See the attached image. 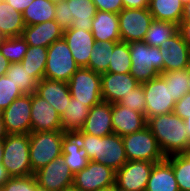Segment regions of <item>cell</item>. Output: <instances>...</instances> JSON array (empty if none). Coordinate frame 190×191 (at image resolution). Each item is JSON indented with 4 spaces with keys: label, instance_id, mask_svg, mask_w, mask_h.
<instances>
[{
    "label": "cell",
    "instance_id": "obj_1",
    "mask_svg": "<svg viewBox=\"0 0 190 191\" xmlns=\"http://www.w3.org/2000/svg\"><path fill=\"white\" fill-rule=\"evenodd\" d=\"M165 157L183 154L190 146L185 121L174 112L147 119L146 125Z\"/></svg>",
    "mask_w": 190,
    "mask_h": 191
},
{
    "label": "cell",
    "instance_id": "obj_2",
    "mask_svg": "<svg viewBox=\"0 0 190 191\" xmlns=\"http://www.w3.org/2000/svg\"><path fill=\"white\" fill-rule=\"evenodd\" d=\"M75 134L79 137L81 147L85 148L91 161L102 163L115 171L128 161L122 136L113 133L104 137H96L82 131Z\"/></svg>",
    "mask_w": 190,
    "mask_h": 191
},
{
    "label": "cell",
    "instance_id": "obj_3",
    "mask_svg": "<svg viewBox=\"0 0 190 191\" xmlns=\"http://www.w3.org/2000/svg\"><path fill=\"white\" fill-rule=\"evenodd\" d=\"M130 74L140 83L150 81L163 73V58L160 47L149 46L144 41L129 43Z\"/></svg>",
    "mask_w": 190,
    "mask_h": 191
},
{
    "label": "cell",
    "instance_id": "obj_4",
    "mask_svg": "<svg viewBox=\"0 0 190 191\" xmlns=\"http://www.w3.org/2000/svg\"><path fill=\"white\" fill-rule=\"evenodd\" d=\"M64 134L62 130L30 132L29 156L32 174L62 156Z\"/></svg>",
    "mask_w": 190,
    "mask_h": 191
},
{
    "label": "cell",
    "instance_id": "obj_5",
    "mask_svg": "<svg viewBox=\"0 0 190 191\" xmlns=\"http://www.w3.org/2000/svg\"><path fill=\"white\" fill-rule=\"evenodd\" d=\"M2 165L10 178L33 175L29 156V134H8L3 140Z\"/></svg>",
    "mask_w": 190,
    "mask_h": 191
},
{
    "label": "cell",
    "instance_id": "obj_6",
    "mask_svg": "<svg viewBox=\"0 0 190 191\" xmlns=\"http://www.w3.org/2000/svg\"><path fill=\"white\" fill-rule=\"evenodd\" d=\"M79 68L64 38L54 41L47 48L44 78L68 83Z\"/></svg>",
    "mask_w": 190,
    "mask_h": 191
},
{
    "label": "cell",
    "instance_id": "obj_7",
    "mask_svg": "<svg viewBox=\"0 0 190 191\" xmlns=\"http://www.w3.org/2000/svg\"><path fill=\"white\" fill-rule=\"evenodd\" d=\"M122 141L128 161L156 163L166 158L147 126L140 131L122 136Z\"/></svg>",
    "mask_w": 190,
    "mask_h": 191
},
{
    "label": "cell",
    "instance_id": "obj_8",
    "mask_svg": "<svg viewBox=\"0 0 190 191\" xmlns=\"http://www.w3.org/2000/svg\"><path fill=\"white\" fill-rule=\"evenodd\" d=\"M71 97L88 107L103 101L101 95V74L86 67H80L68 81Z\"/></svg>",
    "mask_w": 190,
    "mask_h": 191
},
{
    "label": "cell",
    "instance_id": "obj_9",
    "mask_svg": "<svg viewBox=\"0 0 190 191\" xmlns=\"http://www.w3.org/2000/svg\"><path fill=\"white\" fill-rule=\"evenodd\" d=\"M142 86L146 102V120L173 112L176 101L171 94L169 84H166L161 75L142 83Z\"/></svg>",
    "mask_w": 190,
    "mask_h": 191
},
{
    "label": "cell",
    "instance_id": "obj_10",
    "mask_svg": "<svg viewBox=\"0 0 190 191\" xmlns=\"http://www.w3.org/2000/svg\"><path fill=\"white\" fill-rule=\"evenodd\" d=\"M120 38L123 42L144 41L154 20L149 8H123L118 13Z\"/></svg>",
    "mask_w": 190,
    "mask_h": 191
},
{
    "label": "cell",
    "instance_id": "obj_11",
    "mask_svg": "<svg viewBox=\"0 0 190 191\" xmlns=\"http://www.w3.org/2000/svg\"><path fill=\"white\" fill-rule=\"evenodd\" d=\"M116 171L112 168L89 161L86 168L74 174L72 188L76 191H99L115 185Z\"/></svg>",
    "mask_w": 190,
    "mask_h": 191
},
{
    "label": "cell",
    "instance_id": "obj_12",
    "mask_svg": "<svg viewBox=\"0 0 190 191\" xmlns=\"http://www.w3.org/2000/svg\"><path fill=\"white\" fill-rule=\"evenodd\" d=\"M41 191H66L72 189L73 173L60 156L34 174Z\"/></svg>",
    "mask_w": 190,
    "mask_h": 191
},
{
    "label": "cell",
    "instance_id": "obj_13",
    "mask_svg": "<svg viewBox=\"0 0 190 191\" xmlns=\"http://www.w3.org/2000/svg\"><path fill=\"white\" fill-rule=\"evenodd\" d=\"M153 162L127 161L116 171L115 186L125 191H145Z\"/></svg>",
    "mask_w": 190,
    "mask_h": 191
},
{
    "label": "cell",
    "instance_id": "obj_14",
    "mask_svg": "<svg viewBox=\"0 0 190 191\" xmlns=\"http://www.w3.org/2000/svg\"><path fill=\"white\" fill-rule=\"evenodd\" d=\"M1 113L8 134H30L31 94L15 99Z\"/></svg>",
    "mask_w": 190,
    "mask_h": 191
},
{
    "label": "cell",
    "instance_id": "obj_15",
    "mask_svg": "<svg viewBox=\"0 0 190 191\" xmlns=\"http://www.w3.org/2000/svg\"><path fill=\"white\" fill-rule=\"evenodd\" d=\"M163 72L187 70L190 67V49L178 31L161 43Z\"/></svg>",
    "mask_w": 190,
    "mask_h": 191
},
{
    "label": "cell",
    "instance_id": "obj_16",
    "mask_svg": "<svg viewBox=\"0 0 190 191\" xmlns=\"http://www.w3.org/2000/svg\"><path fill=\"white\" fill-rule=\"evenodd\" d=\"M62 130L61 116L45 99L31 94V132Z\"/></svg>",
    "mask_w": 190,
    "mask_h": 191
},
{
    "label": "cell",
    "instance_id": "obj_17",
    "mask_svg": "<svg viewBox=\"0 0 190 191\" xmlns=\"http://www.w3.org/2000/svg\"><path fill=\"white\" fill-rule=\"evenodd\" d=\"M140 83L130 73L101 74V95L105 102L118 103L123 96L136 88Z\"/></svg>",
    "mask_w": 190,
    "mask_h": 191
},
{
    "label": "cell",
    "instance_id": "obj_18",
    "mask_svg": "<svg viewBox=\"0 0 190 191\" xmlns=\"http://www.w3.org/2000/svg\"><path fill=\"white\" fill-rule=\"evenodd\" d=\"M113 132L120 136L142 130L147 125L143 114L118 103L111 104Z\"/></svg>",
    "mask_w": 190,
    "mask_h": 191
},
{
    "label": "cell",
    "instance_id": "obj_19",
    "mask_svg": "<svg viewBox=\"0 0 190 191\" xmlns=\"http://www.w3.org/2000/svg\"><path fill=\"white\" fill-rule=\"evenodd\" d=\"M63 38L68 44L76 64L79 67H87L95 43L92 32L70 28L64 30Z\"/></svg>",
    "mask_w": 190,
    "mask_h": 191
},
{
    "label": "cell",
    "instance_id": "obj_20",
    "mask_svg": "<svg viewBox=\"0 0 190 191\" xmlns=\"http://www.w3.org/2000/svg\"><path fill=\"white\" fill-rule=\"evenodd\" d=\"M81 131L96 137L113 134L111 103L102 101L93 105Z\"/></svg>",
    "mask_w": 190,
    "mask_h": 191
},
{
    "label": "cell",
    "instance_id": "obj_21",
    "mask_svg": "<svg viewBox=\"0 0 190 191\" xmlns=\"http://www.w3.org/2000/svg\"><path fill=\"white\" fill-rule=\"evenodd\" d=\"M35 93L52 105L60 115L65 111L71 99L68 83L46 78L38 82Z\"/></svg>",
    "mask_w": 190,
    "mask_h": 191
},
{
    "label": "cell",
    "instance_id": "obj_22",
    "mask_svg": "<svg viewBox=\"0 0 190 191\" xmlns=\"http://www.w3.org/2000/svg\"><path fill=\"white\" fill-rule=\"evenodd\" d=\"M64 30L55 20L25 26L22 38L29 46L49 47L54 41L63 38Z\"/></svg>",
    "mask_w": 190,
    "mask_h": 191
},
{
    "label": "cell",
    "instance_id": "obj_23",
    "mask_svg": "<svg viewBox=\"0 0 190 191\" xmlns=\"http://www.w3.org/2000/svg\"><path fill=\"white\" fill-rule=\"evenodd\" d=\"M61 149L64 163L73 175L87 167L90 159L85 148L81 147L79 137L75 133L64 134Z\"/></svg>",
    "mask_w": 190,
    "mask_h": 191
},
{
    "label": "cell",
    "instance_id": "obj_24",
    "mask_svg": "<svg viewBox=\"0 0 190 191\" xmlns=\"http://www.w3.org/2000/svg\"><path fill=\"white\" fill-rule=\"evenodd\" d=\"M91 32L95 42L121 41L118 14L97 10Z\"/></svg>",
    "mask_w": 190,
    "mask_h": 191
},
{
    "label": "cell",
    "instance_id": "obj_25",
    "mask_svg": "<svg viewBox=\"0 0 190 191\" xmlns=\"http://www.w3.org/2000/svg\"><path fill=\"white\" fill-rule=\"evenodd\" d=\"M145 191H179L172 165L166 158L154 163Z\"/></svg>",
    "mask_w": 190,
    "mask_h": 191
},
{
    "label": "cell",
    "instance_id": "obj_26",
    "mask_svg": "<svg viewBox=\"0 0 190 191\" xmlns=\"http://www.w3.org/2000/svg\"><path fill=\"white\" fill-rule=\"evenodd\" d=\"M90 107L71 97L69 104L61 116V126L64 133L81 131L90 112Z\"/></svg>",
    "mask_w": 190,
    "mask_h": 191
},
{
    "label": "cell",
    "instance_id": "obj_27",
    "mask_svg": "<svg viewBox=\"0 0 190 191\" xmlns=\"http://www.w3.org/2000/svg\"><path fill=\"white\" fill-rule=\"evenodd\" d=\"M24 28L22 13L2 0L0 2V34L4 38L20 37Z\"/></svg>",
    "mask_w": 190,
    "mask_h": 191
},
{
    "label": "cell",
    "instance_id": "obj_28",
    "mask_svg": "<svg viewBox=\"0 0 190 191\" xmlns=\"http://www.w3.org/2000/svg\"><path fill=\"white\" fill-rule=\"evenodd\" d=\"M69 16L73 17L72 29L91 31L97 9L92 0H68Z\"/></svg>",
    "mask_w": 190,
    "mask_h": 191
},
{
    "label": "cell",
    "instance_id": "obj_29",
    "mask_svg": "<svg viewBox=\"0 0 190 191\" xmlns=\"http://www.w3.org/2000/svg\"><path fill=\"white\" fill-rule=\"evenodd\" d=\"M184 3L182 0H149V11L155 20L171 22L179 26Z\"/></svg>",
    "mask_w": 190,
    "mask_h": 191
},
{
    "label": "cell",
    "instance_id": "obj_30",
    "mask_svg": "<svg viewBox=\"0 0 190 191\" xmlns=\"http://www.w3.org/2000/svg\"><path fill=\"white\" fill-rule=\"evenodd\" d=\"M56 4L51 0H34L22 13L25 26L55 19Z\"/></svg>",
    "mask_w": 190,
    "mask_h": 191
},
{
    "label": "cell",
    "instance_id": "obj_31",
    "mask_svg": "<svg viewBox=\"0 0 190 191\" xmlns=\"http://www.w3.org/2000/svg\"><path fill=\"white\" fill-rule=\"evenodd\" d=\"M47 47L29 46L21 63L38 82L44 78Z\"/></svg>",
    "mask_w": 190,
    "mask_h": 191
},
{
    "label": "cell",
    "instance_id": "obj_32",
    "mask_svg": "<svg viewBox=\"0 0 190 191\" xmlns=\"http://www.w3.org/2000/svg\"><path fill=\"white\" fill-rule=\"evenodd\" d=\"M117 42L119 41L95 42L86 68L98 74L106 73L111 60V53Z\"/></svg>",
    "mask_w": 190,
    "mask_h": 191
},
{
    "label": "cell",
    "instance_id": "obj_33",
    "mask_svg": "<svg viewBox=\"0 0 190 191\" xmlns=\"http://www.w3.org/2000/svg\"><path fill=\"white\" fill-rule=\"evenodd\" d=\"M177 32V24L154 19L147 30L144 42L152 47H161V43L174 36Z\"/></svg>",
    "mask_w": 190,
    "mask_h": 191
},
{
    "label": "cell",
    "instance_id": "obj_34",
    "mask_svg": "<svg viewBox=\"0 0 190 191\" xmlns=\"http://www.w3.org/2000/svg\"><path fill=\"white\" fill-rule=\"evenodd\" d=\"M28 73L21 62H16L10 64L5 75L15 83L23 94H32L36 91L38 81Z\"/></svg>",
    "mask_w": 190,
    "mask_h": 191
},
{
    "label": "cell",
    "instance_id": "obj_35",
    "mask_svg": "<svg viewBox=\"0 0 190 191\" xmlns=\"http://www.w3.org/2000/svg\"><path fill=\"white\" fill-rule=\"evenodd\" d=\"M131 67L129 43L117 42L111 53V60L106 72L126 74L130 73Z\"/></svg>",
    "mask_w": 190,
    "mask_h": 191
},
{
    "label": "cell",
    "instance_id": "obj_36",
    "mask_svg": "<svg viewBox=\"0 0 190 191\" xmlns=\"http://www.w3.org/2000/svg\"><path fill=\"white\" fill-rule=\"evenodd\" d=\"M173 168L179 191H190V159L184 154L167 156Z\"/></svg>",
    "mask_w": 190,
    "mask_h": 191
},
{
    "label": "cell",
    "instance_id": "obj_37",
    "mask_svg": "<svg viewBox=\"0 0 190 191\" xmlns=\"http://www.w3.org/2000/svg\"><path fill=\"white\" fill-rule=\"evenodd\" d=\"M29 45L20 37L4 38L0 44V52L10 63L21 62Z\"/></svg>",
    "mask_w": 190,
    "mask_h": 191
},
{
    "label": "cell",
    "instance_id": "obj_38",
    "mask_svg": "<svg viewBox=\"0 0 190 191\" xmlns=\"http://www.w3.org/2000/svg\"><path fill=\"white\" fill-rule=\"evenodd\" d=\"M160 75L164 78L166 84H169L175 101L180 100L188 92V69L163 72Z\"/></svg>",
    "mask_w": 190,
    "mask_h": 191
},
{
    "label": "cell",
    "instance_id": "obj_39",
    "mask_svg": "<svg viewBox=\"0 0 190 191\" xmlns=\"http://www.w3.org/2000/svg\"><path fill=\"white\" fill-rule=\"evenodd\" d=\"M24 95L15 83L6 75L0 76V112L15 99Z\"/></svg>",
    "mask_w": 190,
    "mask_h": 191
},
{
    "label": "cell",
    "instance_id": "obj_40",
    "mask_svg": "<svg viewBox=\"0 0 190 191\" xmlns=\"http://www.w3.org/2000/svg\"><path fill=\"white\" fill-rule=\"evenodd\" d=\"M118 104L136 112H140L146 117V102L142 84L132 89L126 96H123Z\"/></svg>",
    "mask_w": 190,
    "mask_h": 191
},
{
    "label": "cell",
    "instance_id": "obj_41",
    "mask_svg": "<svg viewBox=\"0 0 190 191\" xmlns=\"http://www.w3.org/2000/svg\"><path fill=\"white\" fill-rule=\"evenodd\" d=\"M0 189L1 191H41L34 175L11 177Z\"/></svg>",
    "mask_w": 190,
    "mask_h": 191
},
{
    "label": "cell",
    "instance_id": "obj_42",
    "mask_svg": "<svg viewBox=\"0 0 190 191\" xmlns=\"http://www.w3.org/2000/svg\"><path fill=\"white\" fill-rule=\"evenodd\" d=\"M58 25L63 29H70L73 25L74 19L69 16L68 0L56 3L55 19Z\"/></svg>",
    "mask_w": 190,
    "mask_h": 191
},
{
    "label": "cell",
    "instance_id": "obj_43",
    "mask_svg": "<svg viewBox=\"0 0 190 191\" xmlns=\"http://www.w3.org/2000/svg\"><path fill=\"white\" fill-rule=\"evenodd\" d=\"M99 11L119 13L123 9L122 0H92Z\"/></svg>",
    "mask_w": 190,
    "mask_h": 191
},
{
    "label": "cell",
    "instance_id": "obj_44",
    "mask_svg": "<svg viewBox=\"0 0 190 191\" xmlns=\"http://www.w3.org/2000/svg\"><path fill=\"white\" fill-rule=\"evenodd\" d=\"M173 112L184 120V114H190V93L187 92L180 100L176 101Z\"/></svg>",
    "mask_w": 190,
    "mask_h": 191
},
{
    "label": "cell",
    "instance_id": "obj_45",
    "mask_svg": "<svg viewBox=\"0 0 190 191\" xmlns=\"http://www.w3.org/2000/svg\"><path fill=\"white\" fill-rule=\"evenodd\" d=\"M123 8L140 9L149 8V0H122Z\"/></svg>",
    "mask_w": 190,
    "mask_h": 191
},
{
    "label": "cell",
    "instance_id": "obj_46",
    "mask_svg": "<svg viewBox=\"0 0 190 191\" xmlns=\"http://www.w3.org/2000/svg\"><path fill=\"white\" fill-rule=\"evenodd\" d=\"M178 31L190 49V21H181L178 26Z\"/></svg>",
    "mask_w": 190,
    "mask_h": 191
},
{
    "label": "cell",
    "instance_id": "obj_47",
    "mask_svg": "<svg viewBox=\"0 0 190 191\" xmlns=\"http://www.w3.org/2000/svg\"><path fill=\"white\" fill-rule=\"evenodd\" d=\"M9 3L15 10L20 13L23 11L34 1V0H4Z\"/></svg>",
    "mask_w": 190,
    "mask_h": 191
},
{
    "label": "cell",
    "instance_id": "obj_48",
    "mask_svg": "<svg viewBox=\"0 0 190 191\" xmlns=\"http://www.w3.org/2000/svg\"><path fill=\"white\" fill-rule=\"evenodd\" d=\"M10 62L6 59V57L0 52V76L6 74V71L10 67Z\"/></svg>",
    "mask_w": 190,
    "mask_h": 191
},
{
    "label": "cell",
    "instance_id": "obj_49",
    "mask_svg": "<svg viewBox=\"0 0 190 191\" xmlns=\"http://www.w3.org/2000/svg\"><path fill=\"white\" fill-rule=\"evenodd\" d=\"M10 179L5 167L0 163V188Z\"/></svg>",
    "mask_w": 190,
    "mask_h": 191
},
{
    "label": "cell",
    "instance_id": "obj_50",
    "mask_svg": "<svg viewBox=\"0 0 190 191\" xmlns=\"http://www.w3.org/2000/svg\"><path fill=\"white\" fill-rule=\"evenodd\" d=\"M181 21H190V0L184 4Z\"/></svg>",
    "mask_w": 190,
    "mask_h": 191
},
{
    "label": "cell",
    "instance_id": "obj_51",
    "mask_svg": "<svg viewBox=\"0 0 190 191\" xmlns=\"http://www.w3.org/2000/svg\"><path fill=\"white\" fill-rule=\"evenodd\" d=\"M8 136L2 113L0 112V140H4Z\"/></svg>",
    "mask_w": 190,
    "mask_h": 191
},
{
    "label": "cell",
    "instance_id": "obj_52",
    "mask_svg": "<svg viewBox=\"0 0 190 191\" xmlns=\"http://www.w3.org/2000/svg\"><path fill=\"white\" fill-rule=\"evenodd\" d=\"M184 121H185L186 130L188 133V138L190 141V114H184Z\"/></svg>",
    "mask_w": 190,
    "mask_h": 191
},
{
    "label": "cell",
    "instance_id": "obj_53",
    "mask_svg": "<svg viewBox=\"0 0 190 191\" xmlns=\"http://www.w3.org/2000/svg\"><path fill=\"white\" fill-rule=\"evenodd\" d=\"M3 160V140H0V163Z\"/></svg>",
    "mask_w": 190,
    "mask_h": 191
},
{
    "label": "cell",
    "instance_id": "obj_54",
    "mask_svg": "<svg viewBox=\"0 0 190 191\" xmlns=\"http://www.w3.org/2000/svg\"><path fill=\"white\" fill-rule=\"evenodd\" d=\"M188 92L190 93V67L188 68Z\"/></svg>",
    "mask_w": 190,
    "mask_h": 191
},
{
    "label": "cell",
    "instance_id": "obj_55",
    "mask_svg": "<svg viewBox=\"0 0 190 191\" xmlns=\"http://www.w3.org/2000/svg\"><path fill=\"white\" fill-rule=\"evenodd\" d=\"M183 154L190 159V146Z\"/></svg>",
    "mask_w": 190,
    "mask_h": 191
},
{
    "label": "cell",
    "instance_id": "obj_56",
    "mask_svg": "<svg viewBox=\"0 0 190 191\" xmlns=\"http://www.w3.org/2000/svg\"><path fill=\"white\" fill-rule=\"evenodd\" d=\"M99 191H114V186H112L110 188H106V189H101Z\"/></svg>",
    "mask_w": 190,
    "mask_h": 191
},
{
    "label": "cell",
    "instance_id": "obj_57",
    "mask_svg": "<svg viewBox=\"0 0 190 191\" xmlns=\"http://www.w3.org/2000/svg\"><path fill=\"white\" fill-rule=\"evenodd\" d=\"M51 1L56 4V3H59V2H63L64 0H51Z\"/></svg>",
    "mask_w": 190,
    "mask_h": 191
},
{
    "label": "cell",
    "instance_id": "obj_58",
    "mask_svg": "<svg viewBox=\"0 0 190 191\" xmlns=\"http://www.w3.org/2000/svg\"><path fill=\"white\" fill-rule=\"evenodd\" d=\"M114 191H125V190L118 189V188L114 185Z\"/></svg>",
    "mask_w": 190,
    "mask_h": 191
},
{
    "label": "cell",
    "instance_id": "obj_59",
    "mask_svg": "<svg viewBox=\"0 0 190 191\" xmlns=\"http://www.w3.org/2000/svg\"><path fill=\"white\" fill-rule=\"evenodd\" d=\"M3 39H4V37L0 34V44H1Z\"/></svg>",
    "mask_w": 190,
    "mask_h": 191
},
{
    "label": "cell",
    "instance_id": "obj_60",
    "mask_svg": "<svg viewBox=\"0 0 190 191\" xmlns=\"http://www.w3.org/2000/svg\"><path fill=\"white\" fill-rule=\"evenodd\" d=\"M66 191H76V190L72 188V189H68V190H66Z\"/></svg>",
    "mask_w": 190,
    "mask_h": 191
},
{
    "label": "cell",
    "instance_id": "obj_61",
    "mask_svg": "<svg viewBox=\"0 0 190 191\" xmlns=\"http://www.w3.org/2000/svg\"><path fill=\"white\" fill-rule=\"evenodd\" d=\"M189 0H182V2L185 4L186 2H188Z\"/></svg>",
    "mask_w": 190,
    "mask_h": 191
}]
</instances>
